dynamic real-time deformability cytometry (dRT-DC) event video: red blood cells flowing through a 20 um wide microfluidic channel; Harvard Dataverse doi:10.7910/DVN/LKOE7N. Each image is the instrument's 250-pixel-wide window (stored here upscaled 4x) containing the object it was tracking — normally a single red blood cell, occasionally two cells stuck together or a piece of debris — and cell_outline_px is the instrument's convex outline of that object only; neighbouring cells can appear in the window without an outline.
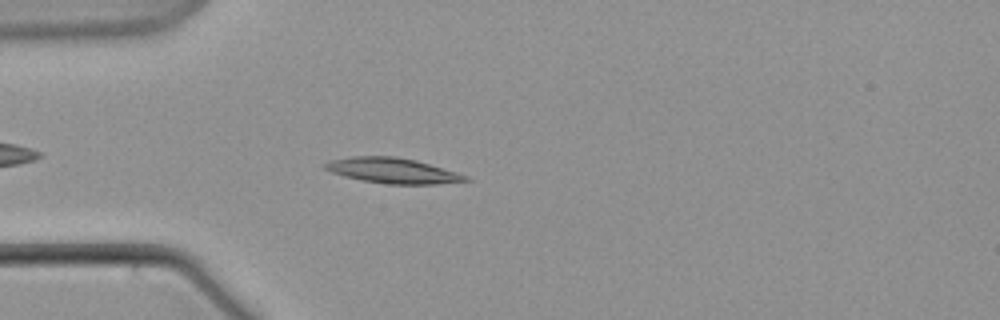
{"species": "common noctule bat (a hibernating species)", "species_latin": "Nyctalus noctula", "temperature_condition": "warm", "stored_images_in_passage": 50, "camera_frame_rate_fps": 3000, "um_per_image_px": 0.085, "animal": {"sex": "male", "body_mass_g": 21.5, "forearm_length_mm": 52.0}, "frame": {"image": 1, "passage_image": 7, "time_ms": 2.0, "image_size_px": [1000, 320], "cell_outline_px": [[472, 180], [436, 184], [388, 184], [360, 180], [344, 176], [332, 172], [324, 168], [324, 164], [332, 160], [352, 156], [396, 156], [416, 160], [456, 172], [468, 176]], "centroid_in_image_um": [33.38, 14.5], "position_along_channel_um": 51.6, "area_um2": 20.63}}
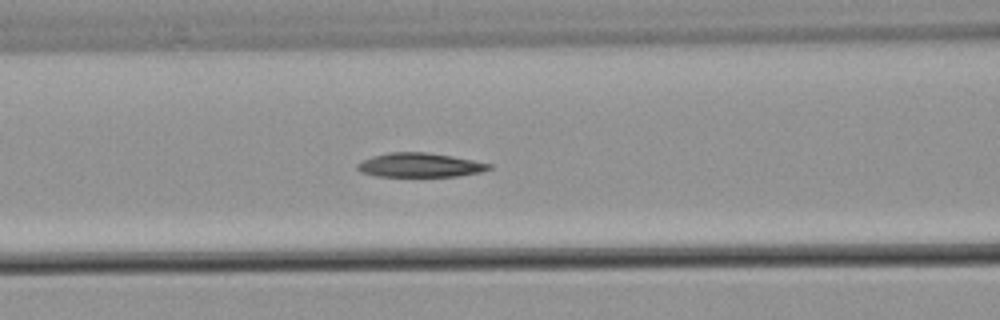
{"frame": {"image": 2, "passage_image": 15, "time_ms": 4.667, "image_size_px": [1000, 320], "cell_outline_px": [[492, 168], [480, 172], [456, 176], [376, 176], [360, 172], [356, 168], [356, 164], [372, 156], [388, 152], [424, 152], [452, 156], [492, 164]], "centroid_in_image_um": [35.66, 14.03], "position_along_channel_um": 130.9, "area_um2": 18.44}}
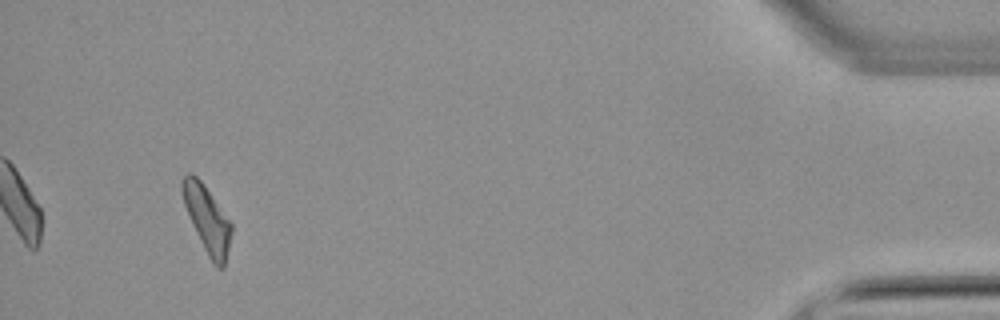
{"frame": {"image": 3, "passage_image": 47, "time_ms": 15.333, "image_size_px": [1000, 320], "cell_outline_px": [[232, 232], [224, 268], [216, 268], [212, 264], [192, 224], [184, 204], [180, 188], [180, 180], [188, 172], [192, 172], [200, 180], [232, 224]], "centroid_in_image_um": [17.59, 18.64], "position_along_channel_um": 417.6, "area_um2": 18.9}}